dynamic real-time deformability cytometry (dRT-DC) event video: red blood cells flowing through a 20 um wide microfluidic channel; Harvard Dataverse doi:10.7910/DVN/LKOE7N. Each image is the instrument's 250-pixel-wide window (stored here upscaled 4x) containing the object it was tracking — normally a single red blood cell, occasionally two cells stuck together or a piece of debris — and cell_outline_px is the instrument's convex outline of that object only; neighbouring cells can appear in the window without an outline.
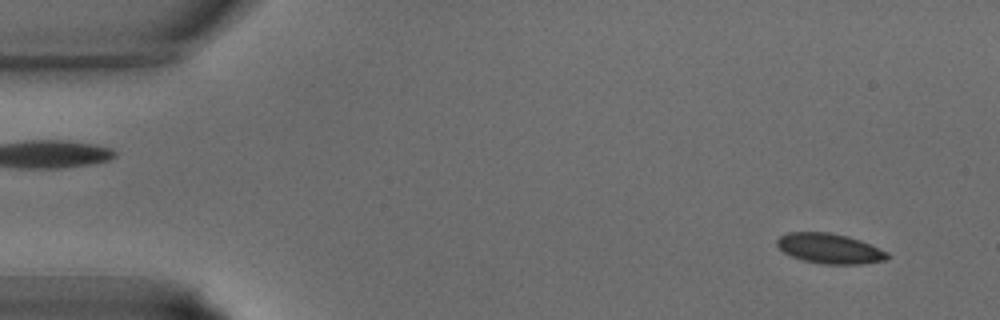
{"species": "common noctule bat (a hibernating species)", "species_latin": "Nyctalus noctula", "temperature_condition": "warm", "stored_images_in_passage": 36, "camera_frame_rate_fps": 3000, "um_per_image_px": 0.085, "animal": {"sex": "male", "body_mass_g": 15.6}, "frame": {"image": 1, "passage_image": 2, "time_ms": 0.333, "image_size_px": [1000, 320], "cell_outline_px": [[892, 256], [884, 260], [860, 264], [824, 264], [804, 260], [792, 256], [784, 252], [776, 244], [776, 240], [780, 236], [788, 232], [828, 232], [848, 236], [860, 240], [888, 252]], "centroid_in_image_um": [70.53, 21.12], "position_along_channel_um": 14.5, "area_um2": 19.25}}
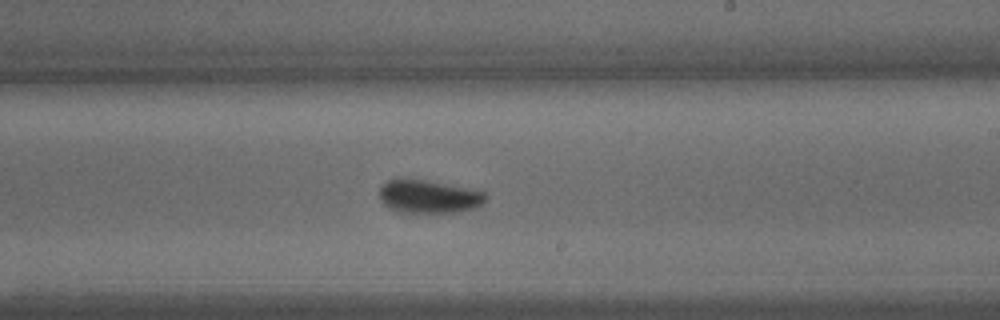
{"frame": {"image": 2, "passage_image": 21, "time_ms": 6.667, "image_size_px": [1000, 320], "cell_outline_px": [[488, 196], [484, 204], [476, 208], [460, 212], [400, 212], [388, 208], [380, 200], [380, 188], [388, 180], [400, 176], [408, 176], [488, 192]], "centroid_in_image_um": [36.46, 16.67], "position_along_channel_um": 252.5, "area_um2": 21.27}}
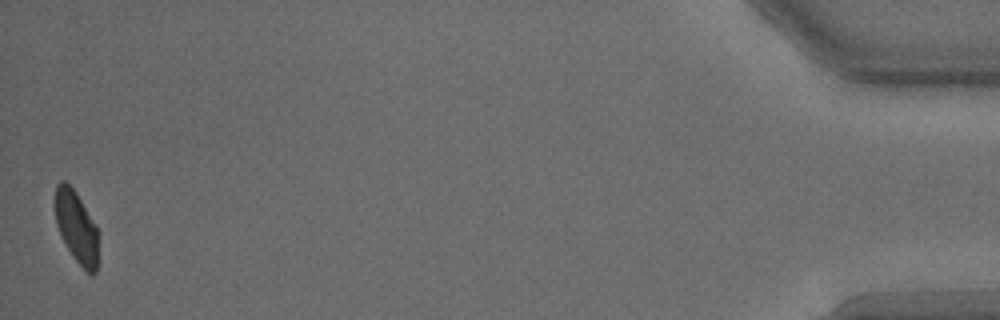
{"frame": {"image": 3, "passage_image": 36, "time_ms": 11.667, "image_size_px": [1000, 320], "cell_outline_px": [[96, 272], [92, 276], [72, 256], [60, 236], [56, 224], [56, 184], [60, 180], [64, 180], [76, 192], [96, 228]], "centroid_in_image_um": [6.45, 19.29], "position_along_channel_um": 428.7, "area_um2": 17.4}}